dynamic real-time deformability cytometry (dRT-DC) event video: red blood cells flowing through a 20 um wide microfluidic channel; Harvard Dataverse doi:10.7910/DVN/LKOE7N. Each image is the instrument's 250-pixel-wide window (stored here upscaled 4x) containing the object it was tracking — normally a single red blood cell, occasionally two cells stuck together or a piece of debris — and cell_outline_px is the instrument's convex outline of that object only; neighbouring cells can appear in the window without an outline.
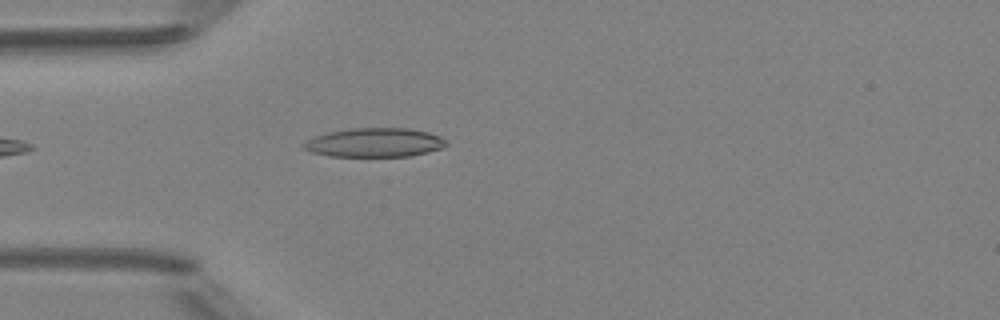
{"species": "Egyptian fruit bat (a non-hibernating species)", "species_latin": "Rousettus aegyptiacus", "temperature_condition": "room temperature", "stored_images_in_passage": 2, "camera_frame_rate_fps": 3000, "um_per_image_px": 0.085, "animal": {"sex": "female"}, "frame": {"image": 1, "passage_image": 2, "time_ms": 1.0, "image_size_px": [1000, 320], "cell_outline_px": [[448, 144], [444, 148], [412, 156], [328, 156], [312, 152], [304, 148], [300, 144], [316, 136], [328, 132], [352, 128], [408, 128], [428, 132], [440, 136]], "centroid_in_image_um": [31.86, 12.12], "position_along_channel_um": 53.1, "area_um2": 24.1}}